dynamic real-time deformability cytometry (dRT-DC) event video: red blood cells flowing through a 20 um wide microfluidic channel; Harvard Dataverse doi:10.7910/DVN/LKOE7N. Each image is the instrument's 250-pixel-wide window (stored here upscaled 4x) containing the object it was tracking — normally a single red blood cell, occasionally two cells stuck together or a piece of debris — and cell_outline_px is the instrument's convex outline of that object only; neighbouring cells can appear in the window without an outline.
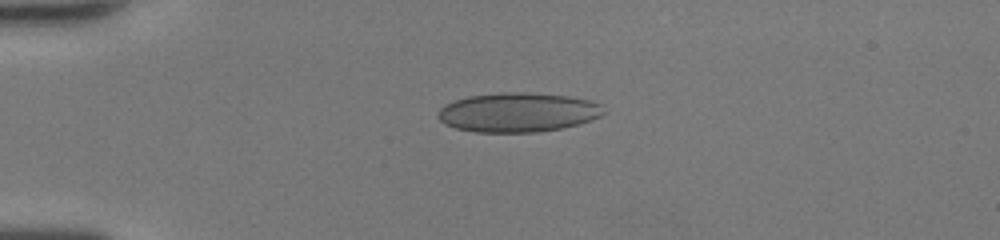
{"species": "human", "species_latin": "Homo sapiens", "temperature_condition": "room temperature", "stored_images_in_passage": 14, "camera_frame_rate_fps": 3000, "um_per_image_px": 0.085, "donor": {"sex": "female"}, "frame": {"image": 1, "passage_image": 1, "time_ms": 0.0, "image_size_px": [1000, 240], "cell_outline_px": [[608, 112], [600, 116], [576, 124], [560, 128], [536, 132], [476, 132], [456, 128], [444, 124], [440, 120], [440, 108], [456, 100], [468, 96], [500, 92], [528, 92], [568, 96], [588, 100], [600, 104]], "centroid_in_image_um": [44.04, 9.54], "position_along_channel_um": 41.0, "area_um2": 37.69}}
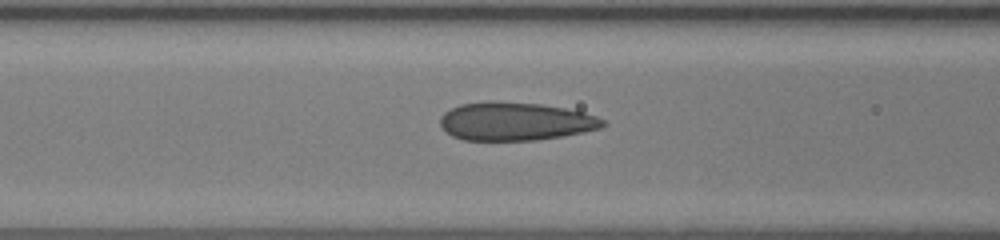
{"frame": {"image": 2, "passage_image": 10, "time_ms": 3.0, "image_size_px": [1000, 240], "cell_outline_px": [[608, 124], [600, 128], [584, 132], [564, 136], [536, 140], [464, 140], [452, 136], [444, 132], [440, 124], [440, 116], [444, 112], [460, 104], [488, 100], [496, 100], [540, 104], [564, 108], [584, 112], [596, 116], [604, 120]], "centroid_in_image_um": [43.78, 10.31], "position_along_channel_um": 122.8, "area_um2": 36.7}}
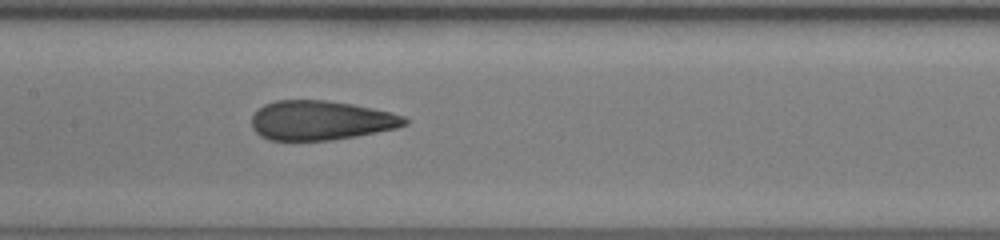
{"frame": {"image": 3, "passage_image": 14, "time_ms": 4.333, "image_size_px": [1000, 240], "cell_outline_px": [[408, 124], [396, 128], [356, 136], [332, 140], [268, 140], [260, 136], [252, 128], [252, 116], [264, 104], [276, 100], [324, 100], [352, 104], [372, 108], [404, 116], [408, 120]], "centroid_in_image_um": [27.25, 10.23], "position_along_channel_um": 180.2, "area_um2": 35.03}}